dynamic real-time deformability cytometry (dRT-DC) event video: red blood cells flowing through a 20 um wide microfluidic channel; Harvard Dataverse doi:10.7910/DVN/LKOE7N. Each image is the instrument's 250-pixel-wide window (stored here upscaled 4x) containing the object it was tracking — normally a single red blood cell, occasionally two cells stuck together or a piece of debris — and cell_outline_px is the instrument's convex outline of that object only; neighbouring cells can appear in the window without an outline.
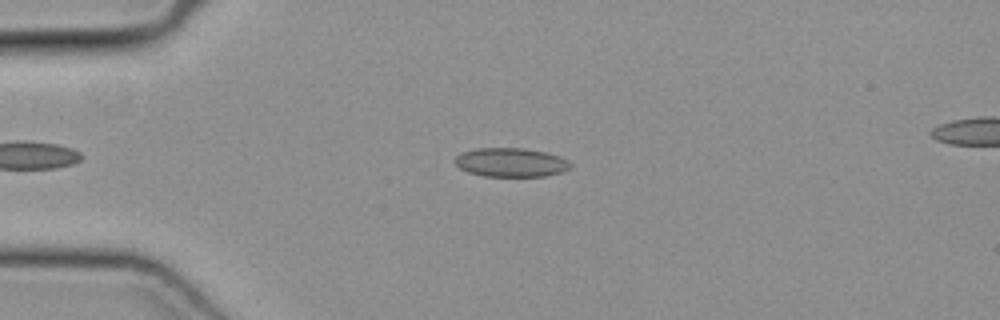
{"species": "common noctule bat (a hibernating species)", "species_latin": "Nyctalus noctula", "temperature_condition": "cold", "stored_images_in_passage": 39, "camera_frame_rate_fps": 3000, "um_per_image_px": 0.085, "animal": {"sex": "female", "body_mass_g": 19.3, "forearm_length_mm": 54.1}, "frame": {"image": 1, "passage_image": 6, "time_ms": 1.667, "image_size_px": [1000, 320], "cell_outline_px": [[572, 168], [560, 172], [544, 176], [484, 176], [468, 172], [460, 168], [456, 164], [456, 156], [460, 152], [476, 148], [524, 148], [544, 152], [560, 156], [568, 160], [572, 164]], "centroid_in_image_um": [43.44, 13.8], "position_along_channel_um": 41.6, "area_um2": 19.48}}
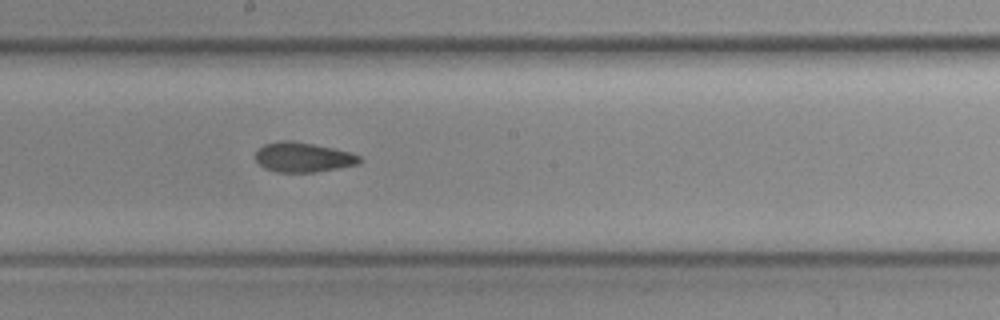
{"frame": {"image": 2, "passage_image": 21, "time_ms": 6.667, "image_size_px": [1000, 320], "cell_outline_px": [[364, 160], [360, 164], [316, 172], [276, 172], [264, 168], [256, 160], [256, 152], [264, 144], [280, 140], [292, 140], [352, 152], [360, 156]], "centroid_in_image_um": [25.8, 13.37], "position_along_channel_um": 222.4, "area_um2": 18.15}}
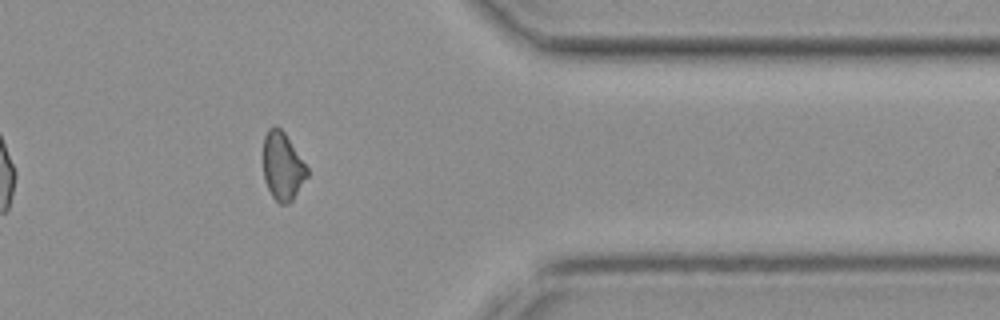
{"frame": {"image": 3, "passage_image": 34, "time_ms": 11.0, "image_size_px": [1000, 320], "cell_outline_px": [[308, 176], [292, 200], [288, 204], [280, 204], [272, 196], [264, 180], [264, 136], [268, 128], [276, 124], [284, 132], [308, 168]], "centroid_in_image_um": [24.01, 14.12], "position_along_channel_um": 387.4, "area_um2": 17.28}}